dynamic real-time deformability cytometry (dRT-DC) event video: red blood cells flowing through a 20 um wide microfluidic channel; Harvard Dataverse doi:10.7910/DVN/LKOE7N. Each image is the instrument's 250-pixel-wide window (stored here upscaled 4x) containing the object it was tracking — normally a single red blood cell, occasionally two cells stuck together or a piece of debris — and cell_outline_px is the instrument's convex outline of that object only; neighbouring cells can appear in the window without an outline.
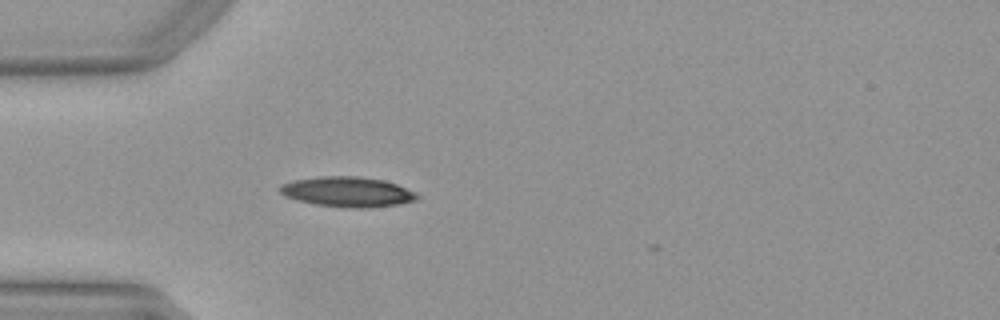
{"species": "Egyptian fruit bat (a non-hibernating species)", "species_latin": "Rousettus aegyptiacus", "temperature_condition": "warm", "stored_images_in_passage": 32, "camera_frame_rate_fps": 3000, "um_per_image_px": 0.085, "animal": {"sex": "female"}, "frame": {"image": 1, "passage_image": 1, "time_ms": 0.0, "image_size_px": [1000, 320], "cell_outline_px": [[420, 196], [416, 200], [400, 204], [368, 208], [352, 208], [316, 204], [284, 196], [276, 188], [280, 184], [292, 180], [320, 176], [360, 176], [384, 180], [396, 184], [416, 192]], "centroid_in_image_um": [29.53, 16.29], "position_along_channel_um": 55.5, "area_um2": 24.22}}
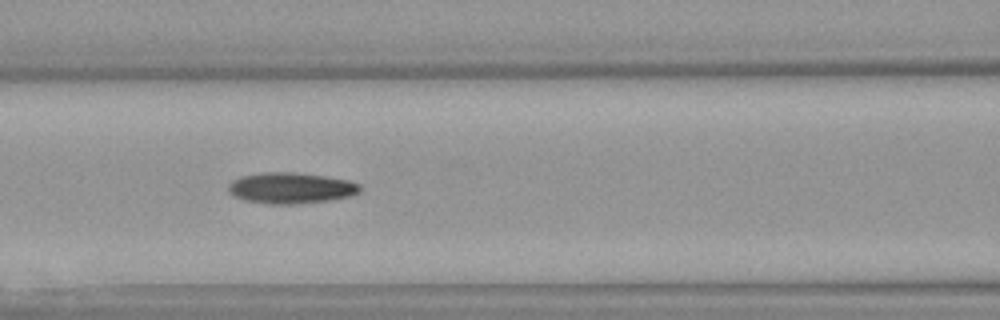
{"frame": {"image": 2, "passage_image": 8, "time_ms": 2.333, "image_size_px": [1000, 320], "cell_outline_px": [[360, 192], [352, 196], [328, 200], [296, 204], [268, 204], [244, 200], [232, 196], [228, 192], [228, 184], [232, 180], [240, 176], [264, 172], [296, 172], [324, 176], [348, 180], [360, 184]], "centroid_in_image_um": [24.69, 15.98], "position_along_channel_um": 141.9, "area_um2": 23.99}}
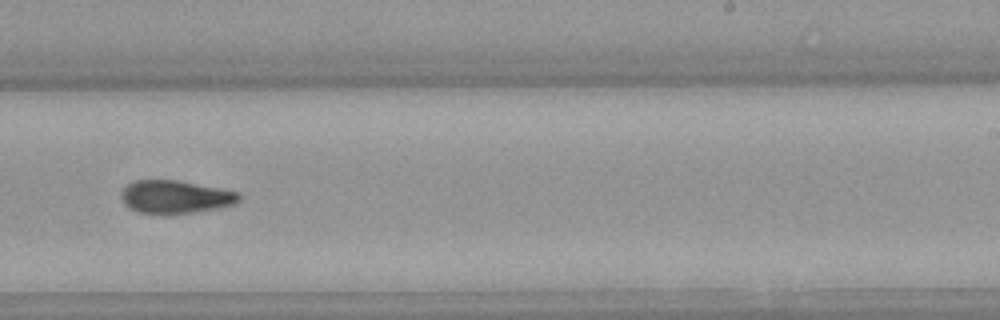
{"frame": {"image": 3, "passage_image": 18, "time_ms": 5.667, "image_size_px": [1000, 320], "cell_outline_px": [[244, 196], [236, 204], [224, 208], [160, 216], [136, 212], [128, 208], [124, 204], [120, 196], [120, 192], [128, 184], [136, 180], [176, 180], [240, 192]], "centroid_in_image_um": [14.92, 16.77], "position_along_channel_um": 274.1, "area_um2": 23.41}, "authors_computed_cell_mechanics": {"area_um2": 23.0622, "velocity_mm_per_s": 3.9959, "shape_relaxation_time_tau1_ms": 7.5867, "shape_relaxation_time_tau2_ms": 4.9747, "deformation_change_tau1": 0.2143, "deformation_change_tau2": 0.1174}}